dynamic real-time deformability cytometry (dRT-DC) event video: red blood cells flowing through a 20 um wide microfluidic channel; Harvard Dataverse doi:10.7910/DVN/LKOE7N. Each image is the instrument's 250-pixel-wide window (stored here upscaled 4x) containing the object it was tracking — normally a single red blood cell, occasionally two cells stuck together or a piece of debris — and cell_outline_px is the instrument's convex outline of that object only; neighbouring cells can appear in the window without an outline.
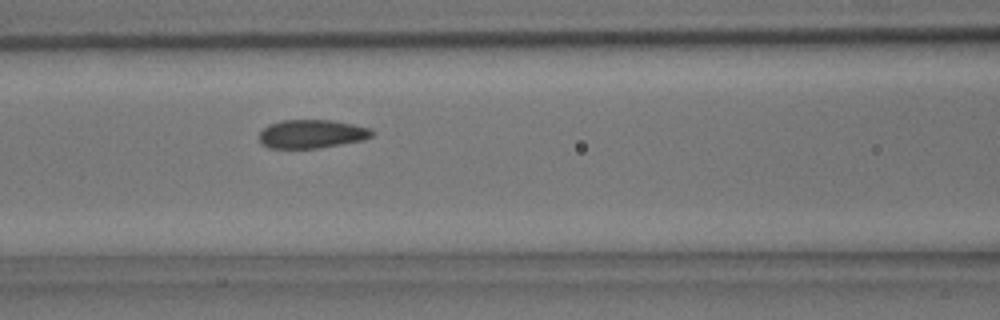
{"species": "common noctule bat (a hibernating species)", "species_latin": "Nyctalus noctula", "temperature_condition": "room temperature", "stored_images_in_passage": 5, "camera_frame_rate_fps": 3000, "um_per_image_px": 0.085, "animal": {"sex": "male", "body_mass_g": 15.6}, "frame": {"image": 1, "passage_image": 5, "time_ms": 5.333, "image_size_px": [1000, 320], "cell_outline_px": [[376, 132], [372, 136], [364, 140], [320, 148], [268, 148], [260, 144], [260, 132], [268, 124], [280, 120], [332, 120], [372, 128]], "centroid_in_image_um": [26.52, 11.38], "position_along_channel_um": 140.1, "area_um2": 19.02}}